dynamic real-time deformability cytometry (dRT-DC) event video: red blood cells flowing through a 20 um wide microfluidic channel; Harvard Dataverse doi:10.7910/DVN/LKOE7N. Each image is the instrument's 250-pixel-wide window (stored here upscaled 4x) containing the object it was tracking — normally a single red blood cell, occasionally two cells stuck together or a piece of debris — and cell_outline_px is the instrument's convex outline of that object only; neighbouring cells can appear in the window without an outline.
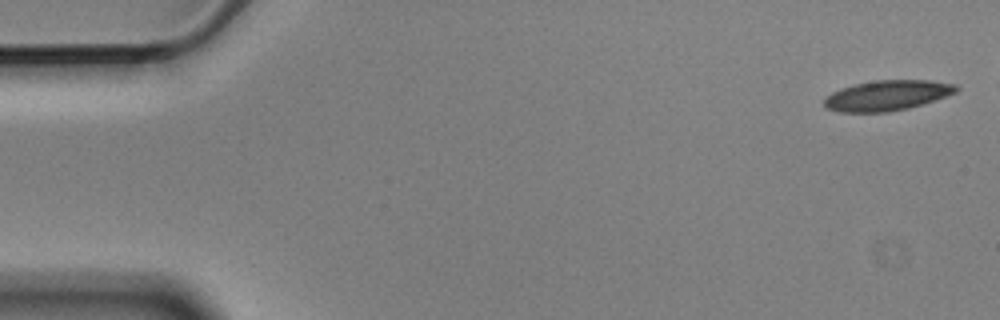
{"species": "Egyptian fruit bat (a non-hibernating species)", "species_latin": "Rousettus aegyptiacus", "temperature_condition": "cold", "stored_images_in_passage": 6, "camera_frame_rate_fps": 3000, "um_per_image_px": 0.085, "animal": {"sex": "male"}, "frame": {"image": 1, "passage_image": 1, "time_ms": 0.0, "image_size_px": [1000, 320], "cell_outline_px": [[960, 88], [956, 92], [936, 100], [924, 104], [908, 108], [888, 112], [836, 112], [824, 108], [824, 96], [840, 88], [856, 84], [876, 80], [928, 80], [956, 84]], "centroid_in_image_um": [75.38, 8.12], "position_along_channel_um": 9.6, "area_um2": 23.52}}
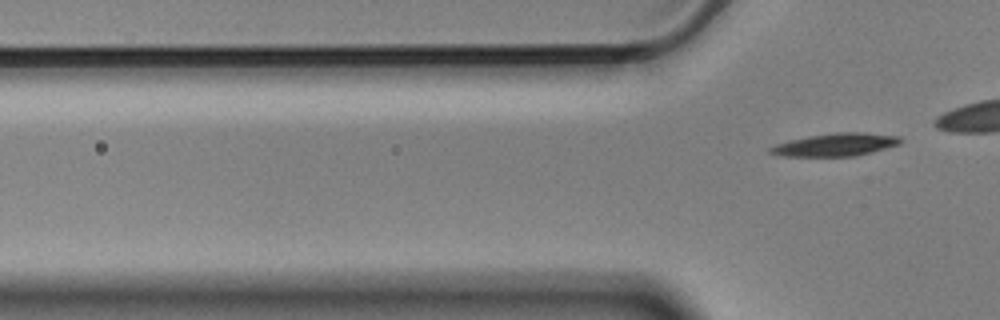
{"frame": {"image": 2, "passage_image": 6, "time_ms": 1.667, "image_size_px": [1000, 320], "cell_outline_px": [[900, 144], [872, 152], [856, 156], [780, 156], [768, 152], [768, 148], [776, 144], [788, 140], [808, 136], [836, 132], [864, 132], [900, 136]], "centroid_in_image_um": [71.0, 12.29], "position_along_channel_um": 54.8, "area_um2": 17.4}}